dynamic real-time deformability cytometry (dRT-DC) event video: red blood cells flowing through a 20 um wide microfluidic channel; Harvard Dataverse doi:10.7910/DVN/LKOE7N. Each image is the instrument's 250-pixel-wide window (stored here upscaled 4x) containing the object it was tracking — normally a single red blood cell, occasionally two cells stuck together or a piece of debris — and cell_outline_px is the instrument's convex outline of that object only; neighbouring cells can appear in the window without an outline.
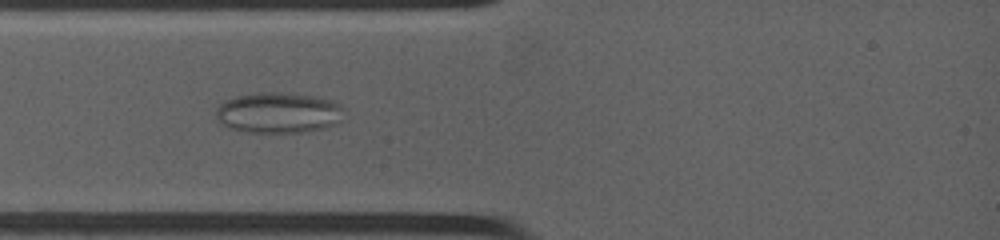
{"species": "common noctule bat (a hibernating species)", "species_latin": "Nyctalus noctula", "temperature_condition": "warm", "stored_images_in_passage": 49, "camera_frame_rate_fps": 4500, "um_per_image_px": 0.085, "animal": {"sex": "female", "body_mass_g": 19.0, "forearm_length_mm": 53.3}, "frame": {"image": 1, "passage_image": 9, "time_ms": 2.222, "image_size_px": [1000, 240], "cell_outline_px": [[340, 120], [336, 124], [320, 128], [300, 132], [248, 132], [228, 128], [220, 124], [216, 116], [216, 108], [220, 104], [236, 96], [268, 92], [276, 92], [312, 96], [332, 100], [340, 108]], "centroid_in_image_um": [23.59, 9.59], "position_along_channel_um": 61.4, "area_um2": 29.71}}
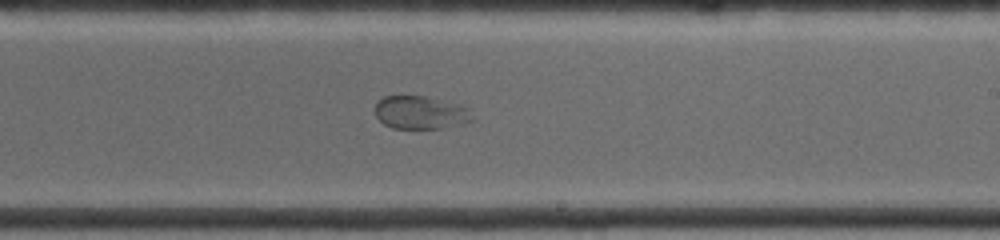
{"frame": {"image": 2, "passage_image": 28, "time_ms": 7.111, "image_size_px": [1000, 240], "cell_outline_px": [[476, 120], [444, 128], [392, 128], [384, 124], [376, 116], [376, 104], [384, 96], [424, 96], [468, 108]], "centroid_in_image_um": [35.75, 9.58], "position_along_channel_um": 253.2, "area_um2": 18.44}}
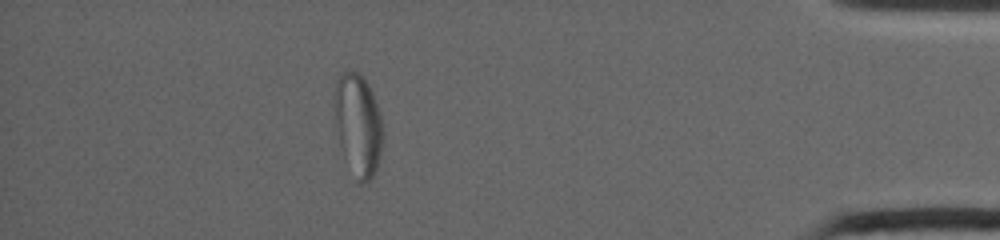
{"frame": {"image": 3, "passage_image": 49, "time_ms": 12.444, "image_size_px": [1000, 240], "cell_outline_px": [[384, 132], [380, 156], [376, 168], [372, 176], [368, 180], [360, 184], [344, 160], [340, 148], [332, 108], [332, 96], [336, 80], [340, 72], [356, 72], [364, 80], [372, 92], [380, 112]], "centroid_in_image_um": [30.39, 10.6], "position_along_channel_um": 404.8, "area_um2": 29.36}}